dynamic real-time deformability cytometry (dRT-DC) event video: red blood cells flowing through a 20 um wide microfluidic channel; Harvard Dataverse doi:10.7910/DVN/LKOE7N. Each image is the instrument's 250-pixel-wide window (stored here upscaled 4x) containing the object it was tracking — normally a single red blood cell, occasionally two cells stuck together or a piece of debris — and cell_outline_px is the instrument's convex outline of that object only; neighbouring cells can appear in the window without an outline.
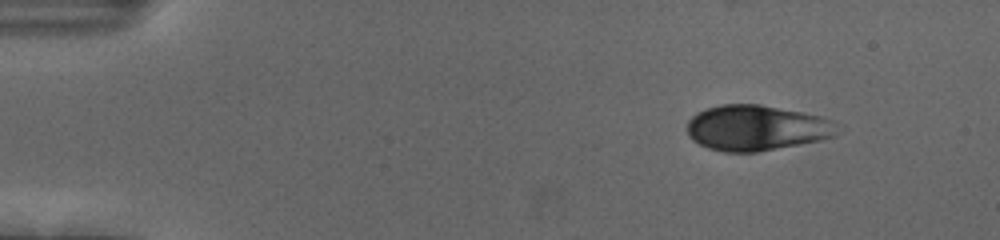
{"species": "human", "species_latin": "Homo sapiens", "temperature_condition": "cold", "stored_images_in_passage": 49, "camera_frame_rate_fps": 3000, "um_per_image_px": 0.085, "donor": {"sex": "female"}, "frame": {"image": 1, "passage_image": 1, "time_ms": 0.0, "image_size_px": [1000, 240], "cell_outline_px": [[844, 124], [840, 132], [836, 136], [820, 140], [756, 152], [724, 152], [708, 148], [692, 140], [688, 136], [688, 120], [696, 112], [704, 108], [720, 104], [760, 104], [804, 112], [836, 120]], "centroid_in_image_um": [64.38, 10.85], "position_along_channel_um": 20.6, "area_um2": 40.58}}
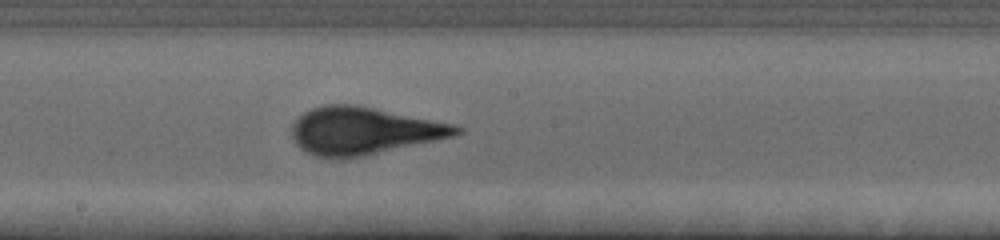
{"frame": {"image": 2, "passage_image": 25, "time_ms": 8.0, "image_size_px": [1000, 240], "cell_outline_px": [[464, 132], [452, 136], [364, 156], [344, 160], [332, 160], [316, 156], [300, 148], [296, 144], [292, 136], [292, 124], [304, 112], [312, 108], [324, 104], [356, 104], [452, 124], [464, 128]], "centroid_in_image_um": [30.85, 11.13], "position_along_channel_um": 217.4, "area_um2": 45.43}}
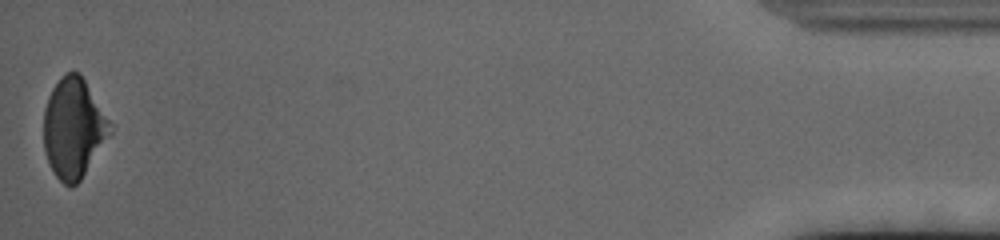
{"frame": {"image": 3, "passage_image": 49, "time_ms": 16.0, "image_size_px": [1000, 240], "cell_outline_px": [[112, 136], [80, 180], [72, 188], [68, 188], [56, 176], [44, 152], [44, 108], [48, 96], [52, 88], [60, 76], [68, 72], [80, 72], [112, 124]], "centroid_in_image_um": [6.27, 10.9], "position_along_channel_um": 428.9, "area_um2": 39.07}, "authors_computed_cell_mechanics": {"area_um2": 42.5986, "velocity_mm_per_s": 3.6989, "shape_relaxation_time_tau1_ms": 3.2716, "shape_relaxation_time_tau2_ms": null, "deformation_change_tau1": 0.1371, "deformation_change_tau2": null}}